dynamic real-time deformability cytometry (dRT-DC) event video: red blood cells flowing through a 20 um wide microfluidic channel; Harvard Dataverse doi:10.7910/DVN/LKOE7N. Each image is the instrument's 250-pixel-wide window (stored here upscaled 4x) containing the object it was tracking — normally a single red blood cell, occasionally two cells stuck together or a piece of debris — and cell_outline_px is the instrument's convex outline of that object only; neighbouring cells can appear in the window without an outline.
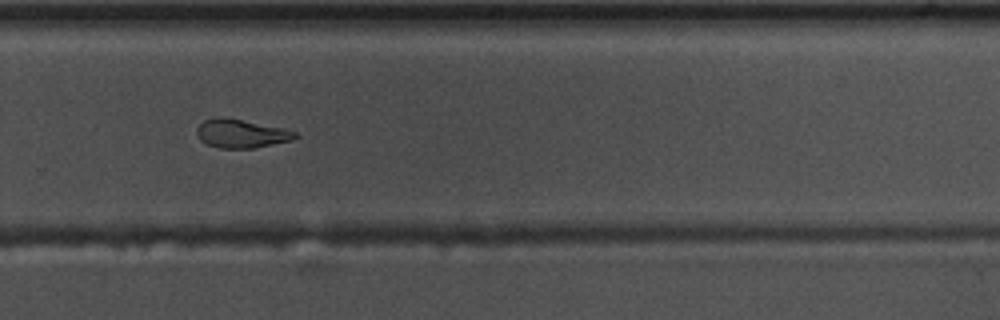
{"species": "common noctule bat (a hibernating species)", "species_latin": "Nyctalus noctula", "temperature_condition": "warm", "stored_images_in_passage": 42, "camera_frame_rate_fps": 3000, "um_per_image_px": 0.085, "animal": {"sex": "male", "body_mass_g": 17.5, "forearm_length_mm": 52.3}, "frame": {"image": 1, "passage_image": 24, "time_ms": 7.667, "image_size_px": [1000, 320], "cell_outline_px": [[296, 136], [288, 140], [272, 144], [252, 148], [220, 148], [208, 144], [200, 140], [196, 132], [196, 128], [204, 120], [240, 120], [284, 128], [296, 132]], "centroid_in_image_um": [20.49, 11.39], "position_along_channel_um": 309.3, "area_um2": 15.43}}
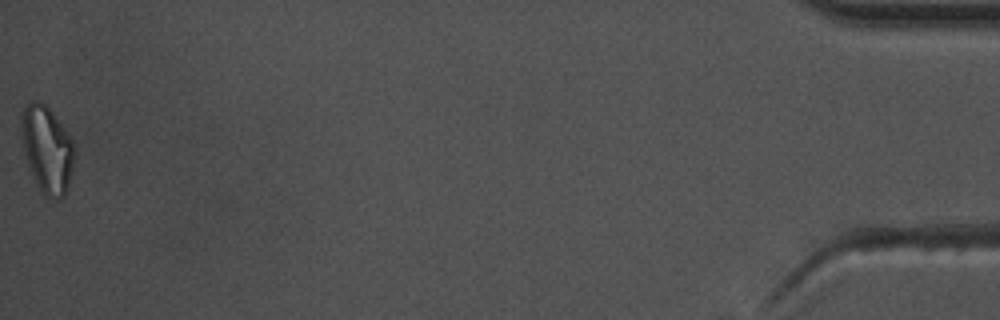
{"frame": {"image": 2, "passage_image": 42, "time_ms": 13.667, "image_size_px": [1000, 320], "cell_outline_px": [[76, 152], [68, 184], [64, 196], [60, 200], [56, 200], [44, 196], [28, 168], [24, 152], [20, 128], [20, 112], [24, 104], [32, 100], [40, 100], [52, 112], [64, 128], [72, 140], [76, 148]], "centroid_in_image_um": [3.97, 12.67], "position_along_channel_um": 431.2, "area_um2": 27.28}, "authors_computed_cell_mechanics": {"area_um2": 16.762, "velocity_mm_per_s": 3.677, "shape_relaxation_time_tau1_ms": 5.254, "shape_relaxation_time_tau2_ms": 3.0481, "deformation_change_tau1": 0.2062, "deformation_change_tau2": 0.1037}}